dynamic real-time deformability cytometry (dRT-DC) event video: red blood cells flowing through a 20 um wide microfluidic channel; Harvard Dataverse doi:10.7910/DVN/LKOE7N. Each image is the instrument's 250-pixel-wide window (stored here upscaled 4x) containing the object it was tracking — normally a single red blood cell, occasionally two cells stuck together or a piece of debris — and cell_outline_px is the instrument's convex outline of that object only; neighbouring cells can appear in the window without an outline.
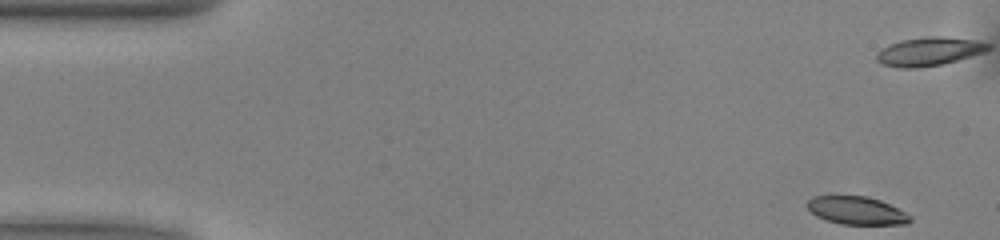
{"species": "common noctule bat (a hibernating species)", "species_latin": "Nyctalus noctula", "temperature_condition": "warm", "stored_images_in_passage": 50, "camera_frame_rate_fps": 3000, "um_per_image_px": 0.085, "animal": {"sex": "male", "body_mass_g": 13.0, "forearm_length_mm": 53.1}, "frame": {"image": 1, "passage_image": 1, "time_ms": 0.0, "image_size_px": [1000, 240], "cell_outline_px": [[912, 220], [904, 224], [840, 224], [816, 216], [804, 204], [812, 196], [868, 196], [880, 200], [904, 212]], "centroid_in_image_um": [72.75, 17.88], "position_along_channel_um": 12.3, "area_um2": 16.53}}
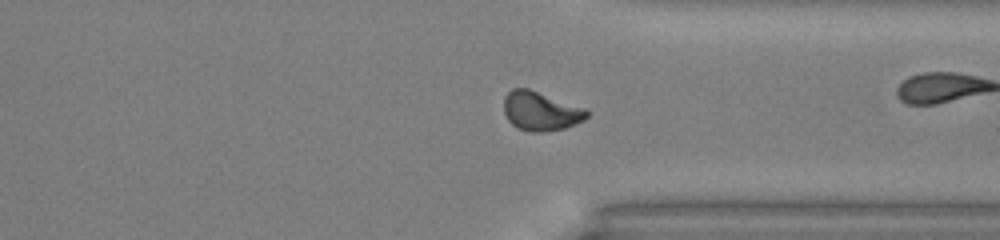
{"frame": {"image": 2, "passage_image": 36, "time_ms": 11.667, "image_size_px": [1000, 240], "cell_outline_px": [[588, 116], [584, 120], [564, 128], [544, 132], [532, 132], [516, 128], [508, 120], [504, 112], [504, 96], [512, 88], [528, 88], [584, 108], [588, 112]], "centroid_in_image_um": [45.92, 9.45], "position_along_channel_um": 365.5, "area_um2": 18.79}, "authors_computed_cell_mechanics": {"area_um2": 18.6694, "velocity_mm_per_s": 4.0284, "shape_relaxation_time_tau1_ms": 3.1668, "shape_relaxation_time_tau2_ms": 2.252, "deformation_change_tau1": 0.1363, "deformation_change_tau2": 0.0701}}